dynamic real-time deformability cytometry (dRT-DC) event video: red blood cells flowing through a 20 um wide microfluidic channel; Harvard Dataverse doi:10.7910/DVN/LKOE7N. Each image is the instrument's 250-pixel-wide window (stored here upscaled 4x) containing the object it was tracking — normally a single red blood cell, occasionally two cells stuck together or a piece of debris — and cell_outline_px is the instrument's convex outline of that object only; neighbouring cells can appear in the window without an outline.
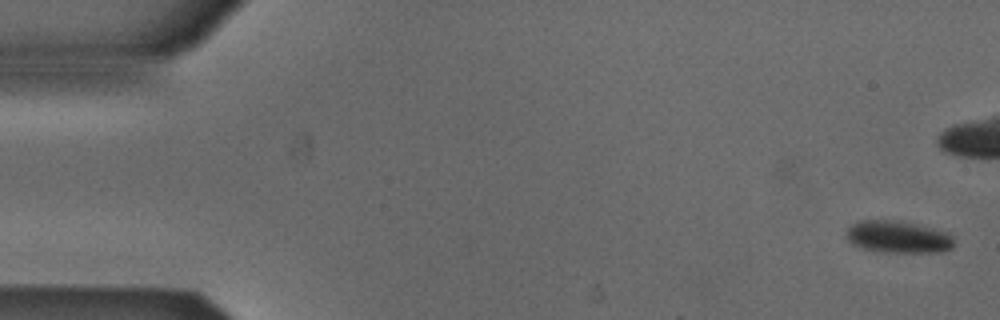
{"species": "Egyptian fruit bat (a non-hibernating species)", "species_latin": "Rousettus aegyptiacus", "temperature_condition": "cold", "stored_images_in_passage": 2, "camera_frame_rate_fps": 3000, "um_per_image_px": 0.085, "animal": {"sex": "male"}, "frame": {"image": 1, "passage_image": 2, "time_ms": 0.333, "image_size_px": [1000, 320], "cell_outline_px": [[952, 248], [944, 252], [884, 252], [864, 248], [852, 244], [848, 240], [848, 228], [852, 224], [860, 220], [892, 220], [916, 224], [948, 232], [952, 236]], "centroid_in_image_um": [76.36, 20.14], "position_along_channel_um": 8.6, "area_um2": 19.94}}